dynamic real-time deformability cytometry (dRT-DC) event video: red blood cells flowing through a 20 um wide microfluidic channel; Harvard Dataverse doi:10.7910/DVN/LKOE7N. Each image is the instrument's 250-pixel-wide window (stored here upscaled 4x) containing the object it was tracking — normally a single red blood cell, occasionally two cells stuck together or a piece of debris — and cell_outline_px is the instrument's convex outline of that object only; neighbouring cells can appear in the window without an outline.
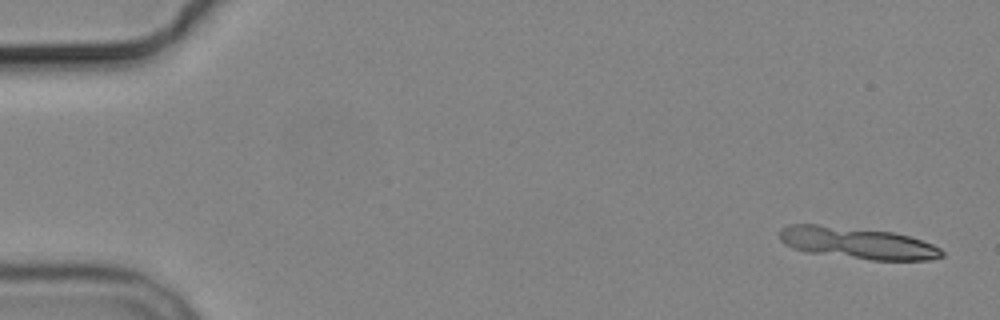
{"species": "common noctule bat (a hibernating species)", "species_latin": "Nyctalus noctula", "temperature_condition": "cold", "stored_images_in_passage": 7, "camera_frame_rate_fps": 3000, "um_per_image_px": 0.085, "animal": {"sex": "male", "body_mass_g": 19.2, "forearm_length_mm": 51.8}, "frame": {"image": 1, "passage_image": 1, "time_ms": 0.0, "image_size_px": [1000, 320], "cell_outline_px": [[944, 256], [932, 260], [872, 260], [804, 252], [792, 248], [784, 244], [780, 240], [780, 228], [788, 224], [816, 224], [892, 232], [908, 236], [932, 244], [940, 248], [944, 252]], "centroid_in_image_um": [72.85, 20.66], "position_along_channel_um": 12.2, "area_um2": 30.06}}
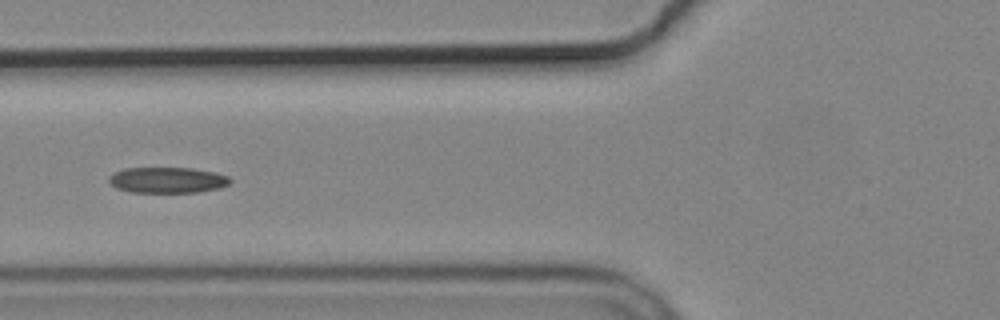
{"frame": {"image": 2, "passage_image": 7, "time_ms": 6.667, "image_size_px": [1000, 320], "cell_outline_px": [[232, 180], [228, 184], [220, 188], [196, 192], [132, 192], [116, 188], [108, 180], [108, 176], [124, 168], [192, 168], [216, 172], [228, 176]], "centroid_in_image_um": [14.24, 15.3], "position_along_channel_um": 111.6, "area_um2": 18.21}}